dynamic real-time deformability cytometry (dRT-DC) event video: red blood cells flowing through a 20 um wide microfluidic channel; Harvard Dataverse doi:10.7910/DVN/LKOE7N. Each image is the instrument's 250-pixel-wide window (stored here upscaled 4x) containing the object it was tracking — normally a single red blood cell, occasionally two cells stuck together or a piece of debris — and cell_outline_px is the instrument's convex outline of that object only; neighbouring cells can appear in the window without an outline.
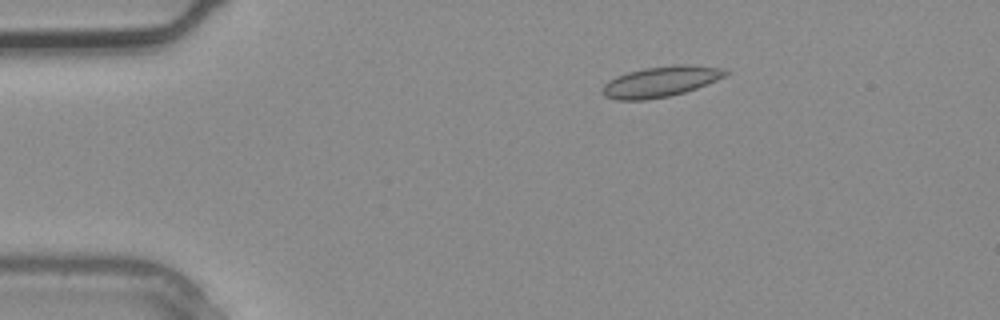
{"species": "common noctule bat (a hibernating species)", "species_latin": "Nyctalus noctula", "temperature_condition": "warm", "stored_images_in_passage": 3, "camera_frame_rate_fps": 3000, "um_per_image_px": 0.085, "animal": {"sex": "male", "body_mass_g": 20.4}, "frame": {"image": 1, "passage_image": 2, "time_ms": 0.333, "image_size_px": [1000, 320], "cell_outline_px": [[732, 72], [716, 80], [696, 88], [684, 92], [668, 96], [644, 100], [616, 100], [604, 96], [600, 92], [600, 88], [608, 80], [616, 76], [628, 72], [644, 68], [672, 64], [684, 64], [724, 68]], "centroid_in_image_um": [56.12, 6.93], "position_along_channel_um": 28.9, "area_um2": 22.14}}